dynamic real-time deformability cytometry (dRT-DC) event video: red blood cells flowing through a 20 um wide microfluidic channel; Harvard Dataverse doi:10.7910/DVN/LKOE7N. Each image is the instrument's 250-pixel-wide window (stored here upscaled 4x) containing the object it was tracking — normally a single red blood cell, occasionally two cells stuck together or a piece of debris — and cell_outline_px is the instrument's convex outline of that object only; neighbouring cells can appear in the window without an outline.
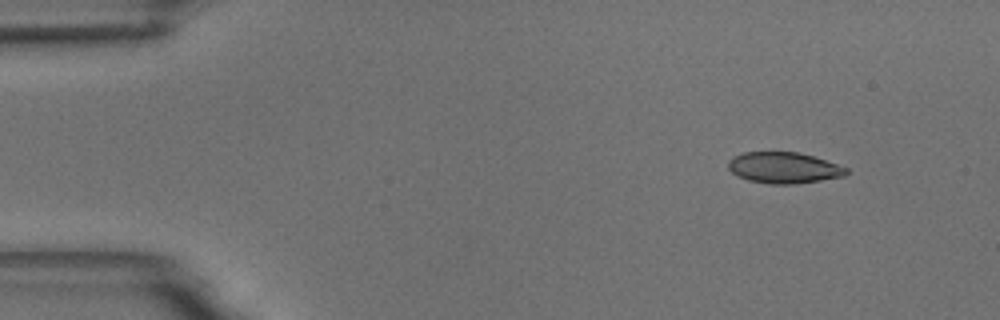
{"species": "common noctule bat (a hibernating species)", "species_latin": "Nyctalus noctula", "temperature_condition": "room temperature", "stored_images_in_passage": 8, "camera_frame_rate_fps": 3000, "um_per_image_px": 0.085, "animal": {"sex": "male", "body_mass_g": 18.8}, "frame": {"image": 1, "passage_image": 1, "time_ms": 0.0, "image_size_px": [1000, 320], "cell_outline_px": [[848, 172], [844, 176], [820, 180], [792, 184], [772, 184], [748, 180], [732, 172], [728, 168], [728, 160], [732, 156], [744, 152], [796, 152], [812, 156], [848, 168]], "centroid_in_image_um": [66.59, 14.25], "position_along_channel_um": 18.4, "area_um2": 21.15}}